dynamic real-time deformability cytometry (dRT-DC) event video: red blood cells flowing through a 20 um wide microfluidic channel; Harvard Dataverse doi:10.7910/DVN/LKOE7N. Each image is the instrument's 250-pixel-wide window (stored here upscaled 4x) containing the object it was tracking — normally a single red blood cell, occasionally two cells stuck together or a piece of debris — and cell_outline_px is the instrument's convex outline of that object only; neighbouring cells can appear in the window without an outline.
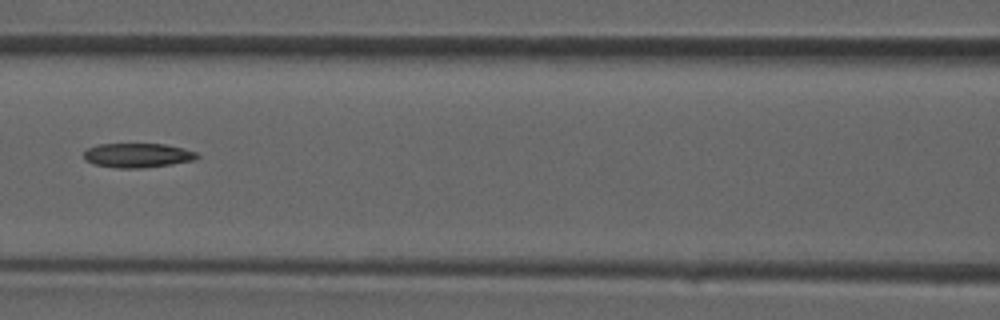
{"species": "common noctule bat (a hibernating species)", "species_latin": "Nyctalus noctula", "temperature_condition": "room temperature", "stored_images_in_passage": 38, "camera_frame_rate_fps": 3000, "um_per_image_px": 0.085, "animal": {"sex": "male", "forearm_length_mm": 52.5}, "frame": {"image": 1, "passage_image": 17, "time_ms": 5.333, "image_size_px": [1000, 320], "cell_outline_px": [[200, 156], [196, 160], [172, 164], [144, 168], [116, 168], [92, 164], [84, 160], [84, 152], [88, 148], [96, 144], [164, 144], [184, 148], [196, 152]], "centroid_in_image_um": [11.69, 13.21], "position_along_channel_um": 154.9, "area_um2": 16.3}}